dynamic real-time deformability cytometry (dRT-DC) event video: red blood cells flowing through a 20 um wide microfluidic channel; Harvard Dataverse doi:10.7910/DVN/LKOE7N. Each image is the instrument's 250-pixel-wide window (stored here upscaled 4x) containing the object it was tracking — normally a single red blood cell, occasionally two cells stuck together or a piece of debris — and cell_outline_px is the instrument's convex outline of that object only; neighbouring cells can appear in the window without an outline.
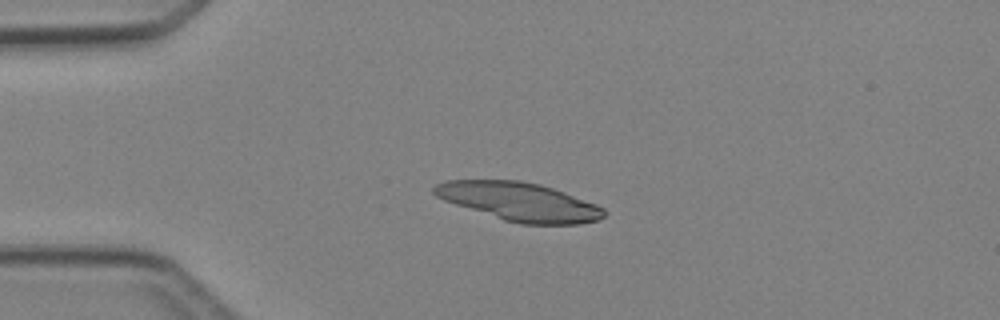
{"species": "Egyptian fruit bat (a non-hibernating species)", "species_latin": "Rousettus aegyptiacus", "temperature_condition": "cold", "stored_images_in_passage": 5, "camera_frame_rate_fps": 3000, "um_per_image_px": 0.085, "animal": {"sex": "female"}, "frame": {"image": 1, "passage_image": 3, "time_ms": 2.333, "image_size_px": [1000, 320], "cell_outline_px": [[604, 216], [600, 220], [580, 224], [520, 224], [504, 220], [444, 200], [436, 196], [432, 192], [432, 188], [436, 184], [444, 180], [520, 180], [540, 184], [564, 192], [596, 204], [604, 208]], "centroid_in_image_um": [44.14, 17.14], "position_along_channel_um": 40.9, "area_um2": 37.92}}